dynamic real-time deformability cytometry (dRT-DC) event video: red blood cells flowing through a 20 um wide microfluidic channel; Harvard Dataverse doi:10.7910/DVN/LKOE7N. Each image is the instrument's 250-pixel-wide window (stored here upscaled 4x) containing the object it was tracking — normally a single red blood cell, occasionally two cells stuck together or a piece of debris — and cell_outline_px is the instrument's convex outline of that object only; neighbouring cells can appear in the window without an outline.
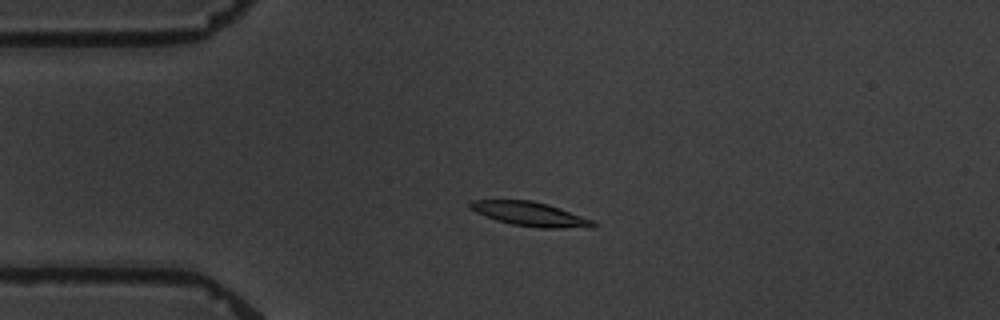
{"species": "common noctule bat (a hibernating species)", "species_latin": "Nyctalus noctula", "temperature_condition": "warm", "stored_images_in_passage": 4, "camera_frame_rate_fps": 3000, "um_per_image_px": 0.085, "animal": {"sex": "male", "body_mass_g": 19.5, "forearm_length_mm": 54.6}, "frame": {"image": 1, "passage_image": 3, "time_ms": 2.333, "image_size_px": [1000, 320], "cell_outline_px": [[596, 228], [540, 228], [512, 224], [496, 220], [476, 212], [468, 208], [468, 204], [472, 200], [532, 200], [548, 204], [560, 208], [592, 220], [596, 224]], "centroid_in_image_um": [45.07, 18.2], "position_along_channel_um": 39.9, "area_um2": 17.34}}